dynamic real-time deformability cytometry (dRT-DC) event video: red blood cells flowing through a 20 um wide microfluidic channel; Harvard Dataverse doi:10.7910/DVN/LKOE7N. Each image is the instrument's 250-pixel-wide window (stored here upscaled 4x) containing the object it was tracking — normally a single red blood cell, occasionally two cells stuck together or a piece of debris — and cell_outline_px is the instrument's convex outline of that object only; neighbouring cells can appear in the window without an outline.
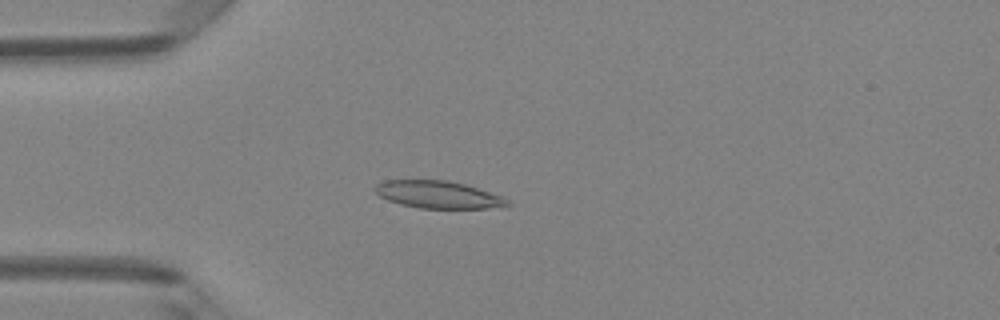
{"species": "Egyptian fruit bat (a non-hibernating species)", "species_latin": "Rousettus aegyptiacus", "temperature_condition": "room temperature", "stored_images_in_passage": 3, "camera_frame_rate_fps": 3000, "um_per_image_px": 0.085, "animal": {"sex": "female"}, "frame": {"image": 1, "passage_image": 3, "time_ms": 0.667, "image_size_px": [1000, 320], "cell_outline_px": [[512, 204], [484, 208], [420, 208], [400, 204], [388, 200], [380, 196], [372, 188], [376, 184], [384, 180], [448, 180], [464, 184], [500, 196], [508, 200]], "centroid_in_image_um": [37.16, 16.53], "position_along_channel_um": 47.8, "area_um2": 20.81}}